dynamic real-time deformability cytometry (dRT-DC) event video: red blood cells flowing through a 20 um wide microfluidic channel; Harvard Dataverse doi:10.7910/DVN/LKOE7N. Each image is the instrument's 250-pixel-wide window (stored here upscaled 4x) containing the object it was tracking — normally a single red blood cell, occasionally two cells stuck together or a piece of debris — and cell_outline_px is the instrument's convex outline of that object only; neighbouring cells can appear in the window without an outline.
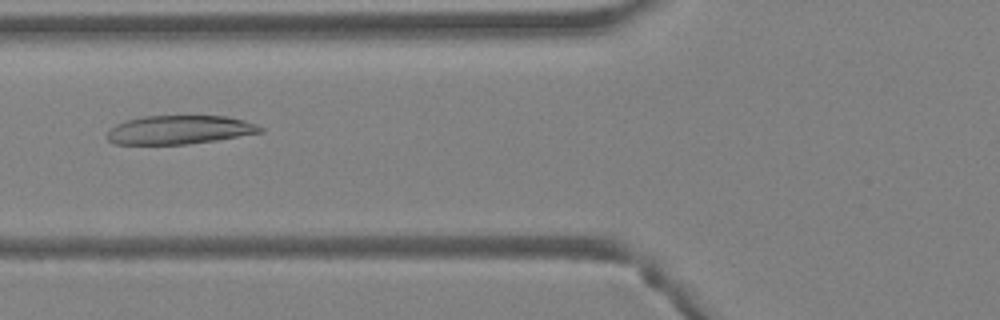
{"species": "Egyptian fruit bat (a non-hibernating species)", "species_latin": "Rousettus aegyptiacus", "temperature_condition": "warm", "stored_images_in_passage": 46, "camera_frame_rate_fps": 3000, "um_per_image_px": 0.085, "animal": {"sex": "female"}, "frame": {"image": 1, "passage_image": 19, "time_ms": 6.0, "image_size_px": [1000, 320], "cell_outline_px": [[264, 132], [216, 140], [188, 144], [112, 144], [108, 140], [108, 132], [116, 124], [128, 120], [144, 116], [224, 116], [244, 120], [256, 124], [264, 128]], "centroid_in_image_um": [15.28, 11.04], "position_along_channel_um": 110.5, "area_um2": 25.49}}
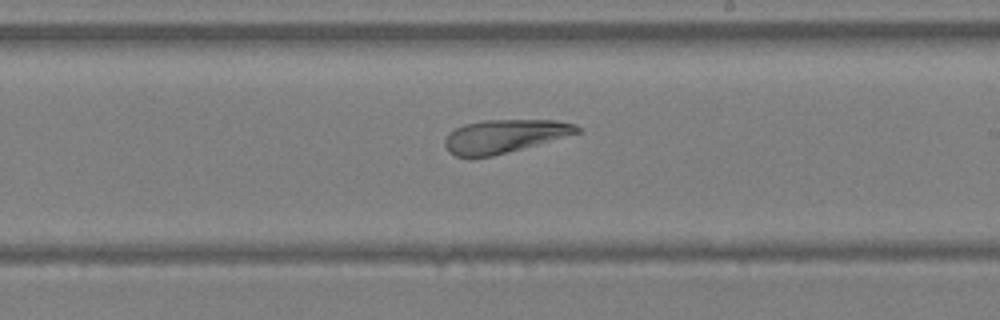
{"frame": {"image": 2, "passage_image": 28, "time_ms": 9.0, "image_size_px": [1000, 320], "cell_outline_px": [[584, 128], [580, 132], [492, 156], [456, 156], [448, 152], [444, 144], [444, 140], [448, 132], [464, 124], [484, 120], [556, 120], [576, 124]], "centroid_in_image_um": [42.86, 11.55], "position_along_channel_um": 246.1, "area_um2": 25.37}}
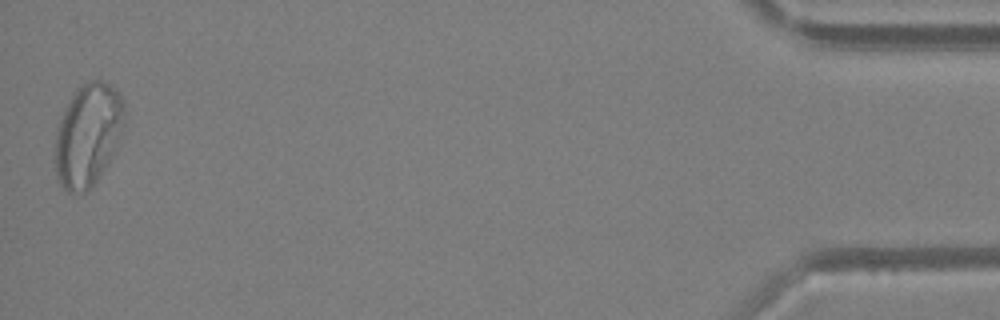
{"frame": {"image": 3, "passage_image": 46, "time_ms": 15.0, "image_size_px": [1000, 320], "cell_outline_px": [[124, 120], [120, 136], [116, 148], [104, 168], [88, 192], [68, 192], [60, 184], [56, 176], [56, 128], [68, 100], [76, 88], [92, 80], [100, 80], [108, 84], [120, 92], [124, 100]], "centroid_in_image_um": [7.47, 11.44], "position_along_channel_um": 427.7, "area_um2": 41.33}}